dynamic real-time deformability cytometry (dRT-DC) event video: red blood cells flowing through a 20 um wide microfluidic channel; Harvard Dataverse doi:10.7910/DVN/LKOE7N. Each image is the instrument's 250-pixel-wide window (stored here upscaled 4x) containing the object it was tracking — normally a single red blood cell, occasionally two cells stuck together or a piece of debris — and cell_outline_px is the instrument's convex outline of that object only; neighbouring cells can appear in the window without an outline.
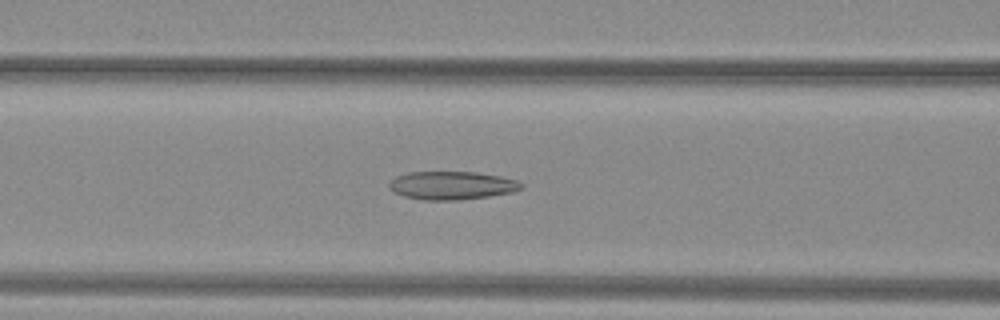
{"species": "common noctule bat (a hibernating species)", "species_latin": "Nyctalus noctula", "temperature_condition": "warm", "stored_images_in_passage": 35, "camera_frame_rate_fps": 3000, "um_per_image_px": 0.085, "animal": {"sex": "female", "body_mass_g": 29.2, "forearm_length_mm": 56.3}, "frame": {"image": 1, "passage_image": 10, "time_ms": 3.0, "image_size_px": [1000, 320], "cell_outline_px": [[524, 188], [512, 192], [488, 196], [460, 200], [424, 200], [404, 196], [392, 192], [388, 188], [388, 184], [396, 176], [408, 172], [476, 172], [500, 176], [516, 180], [524, 184]], "centroid_in_image_um": [38.39, 15.76], "position_along_channel_um": 128.2, "area_um2": 21.85}}
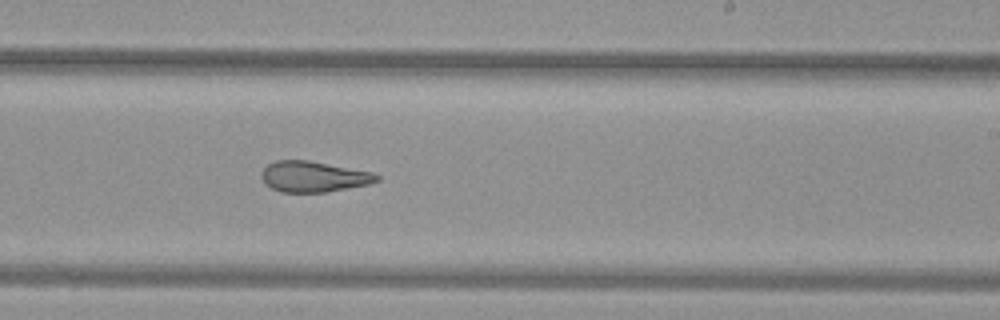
{"frame": {"image": 2, "passage_image": 20, "time_ms": 6.333, "image_size_px": [1000, 320], "cell_outline_px": [[380, 180], [368, 184], [324, 192], [280, 192], [264, 184], [260, 176], [260, 172], [268, 164], [276, 160], [308, 160], [372, 172], [380, 176]], "centroid_in_image_um": [26.6, 15.01], "position_along_channel_um": 262.4, "area_um2": 20.63}}
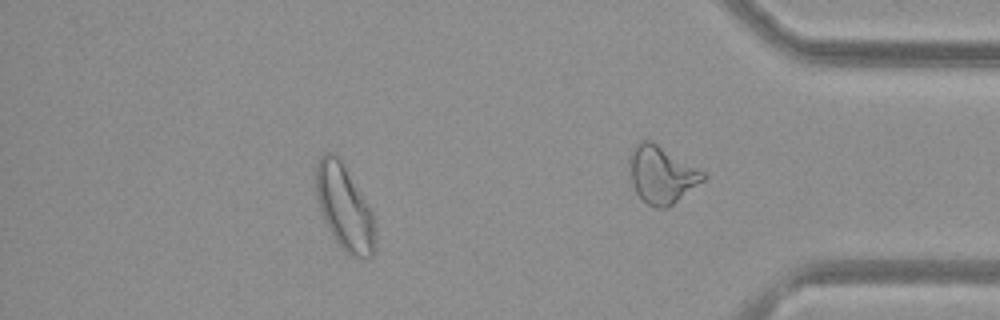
{"frame": {"image": 3, "passage_image": 29, "time_ms": 9.333, "image_size_px": [1000, 320], "cell_outline_px": [[376, 220], [372, 256], [352, 256], [344, 252], [340, 248], [332, 236], [324, 220], [316, 196], [316, 164], [320, 156], [324, 152], [332, 152], [340, 160], [372, 212]], "centroid_in_image_um": [29.25, 17.64], "position_along_channel_um": 406.0, "area_um2": 28.84}, "authors_computed_cell_mechanics": {"area_um2": 22.253, "velocity_mm_per_s": 4.0315, "shape_relaxation_time_tau1_ms": null, "shape_relaxation_time_tau2_ms": 2.5726, "deformation_change_tau1": null, "deformation_change_tau2": 0.1042}}